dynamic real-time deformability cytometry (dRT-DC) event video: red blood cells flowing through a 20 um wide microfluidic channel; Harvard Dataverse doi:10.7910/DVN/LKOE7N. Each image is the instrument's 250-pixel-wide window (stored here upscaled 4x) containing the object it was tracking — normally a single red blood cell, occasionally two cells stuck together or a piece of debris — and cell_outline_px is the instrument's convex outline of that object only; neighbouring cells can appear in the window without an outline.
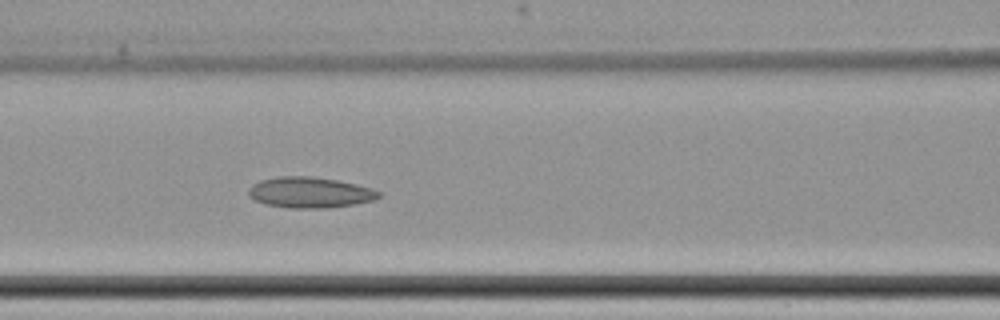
{"species": "common noctule bat (a hibernating species)", "species_latin": "Nyctalus noctula", "temperature_condition": "cold", "stored_images_in_passage": 8, "camera_frame_rate_fps": 3000, "um_per_image_px": 0.085, "animal": {"sex": "female", "body_mass_g": 22.7, "forearm_length_mm": 54.2}, "frame": {"image": 1, "passage_image": 8, "time_ms": 9.0, "image_size_px": [1000, 320], "cell_outline_px": [[380, 196], [372, 200], [352, 204], [320, 208], [288, 208], [268, 204], [256, 200], [248, 196], [248, 188], [252, 184], [260, 180], [276, 176], [312, 176], [336, 180], [356, 184], [372, 188], [380, 192]], "centroid_in_image_um": [26.29, 16.34], "position_along_channel_um": 140.3, "area_um2": 23.18}}